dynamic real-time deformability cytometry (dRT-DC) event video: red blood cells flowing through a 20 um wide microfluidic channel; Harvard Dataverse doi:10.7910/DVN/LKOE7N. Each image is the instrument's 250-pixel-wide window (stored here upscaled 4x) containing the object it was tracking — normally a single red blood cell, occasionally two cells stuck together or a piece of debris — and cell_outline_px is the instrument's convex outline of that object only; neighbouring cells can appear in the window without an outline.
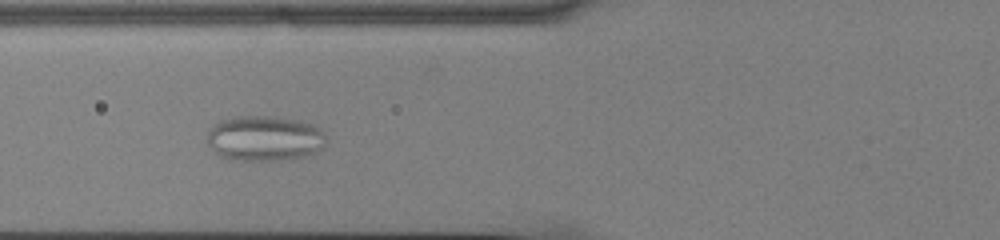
{"species": "common noctule bat (a hibernating species)", "species_latin": "Nyctalus noctula", "temperature_condition": "cold", "stored_images_in_passage": 48, "camera_frame_rate_fps": 3000, "um_per_image_px": 0.085, "animal": {"sex": "male", "body_mass_g": 13.0, "forearm_length_mm": 53.1}, "frame": {"image": 1, "passage_image": 15, "time_ms": 4.667, "image_size_px": [1000, 240], "cell_outline_px": [[324, 148], [316, 152], [304, 156], [280, 160], [236, 160], [220, 156], [208, 144], [208, 132], [212, 124], [220, 120], [232, 116], [276, 116], [296, 120], [312, 124], [320, 128], [324, 132]], "centroid_in_image_um": [22.47, 11.74], "position_along_channel_um": 103.3, "area_um2": 31.5}}
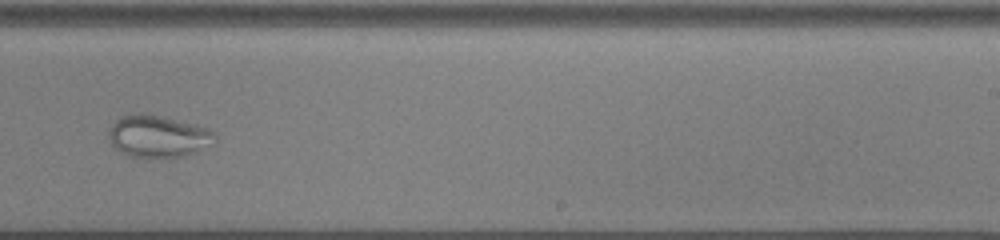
{"frame": {"image": 2, "passage_image": 29, "time_ms": 9.333, "image_size_px": [1000, 240], "cell_outline_px": [[216, 136], [212, 144], [196, 152], [184, 156], [128, 156], [120, 152], [108, 140], [108, 128], [120, 116], [136, 112], [144, 112], [164, 116], [196, 124], [208, 128], [216, 132]], "centroid_in_image_um": [13.42, 11.54], "position_along_channel_um": 275.6, "area_um2": 26.3}}
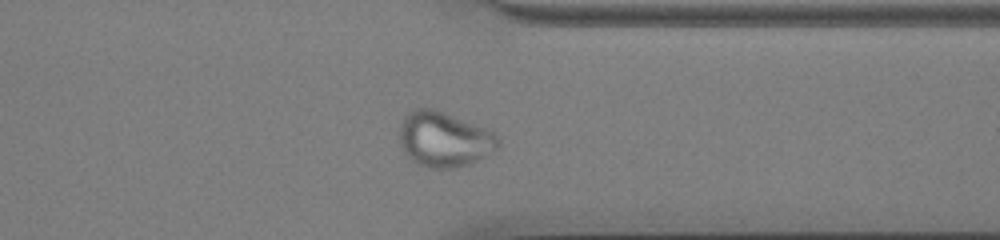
{"frame": {"image": 3, "passage_image": 37, "time_ms": 12.0, "image_size_px": [1000, 240], "cell_outline_px": [[500, 144], [496, 148], [476, 160], [468, 164], [456, 168], [428, 168], [416, 164], [404, 152], [400, 144], [400, 120], [408, 112], [416, 108], [432, 108], [488, 128], [500, 136]], "centroid_in_image_um": [37.74, 11.83], "position_along_channel_um": 373.7, "area_um2": 31.85}}